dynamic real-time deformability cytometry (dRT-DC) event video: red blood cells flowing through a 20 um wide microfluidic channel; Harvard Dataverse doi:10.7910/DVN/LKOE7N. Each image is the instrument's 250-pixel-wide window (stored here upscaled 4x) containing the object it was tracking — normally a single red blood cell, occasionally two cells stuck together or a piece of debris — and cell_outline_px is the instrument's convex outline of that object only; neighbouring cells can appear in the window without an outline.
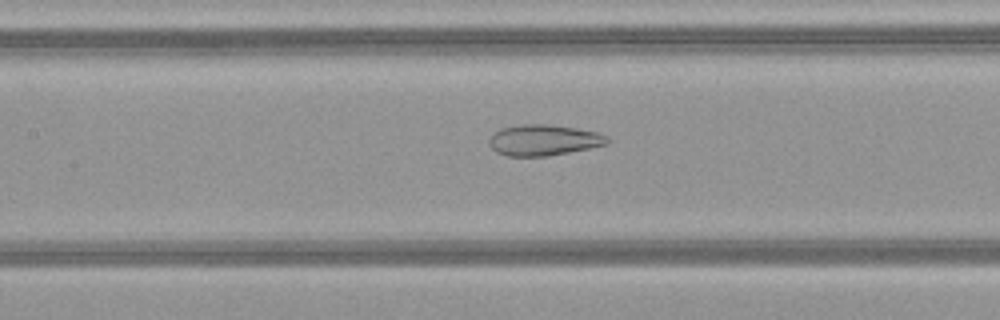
{"species": "common noctule bat (a hibernating species)", "species_latin": "Nyctalus noctula", "temperature_condition": "warm", "stored_images_in_passage": 46, "camera_frame_rate_fps": 3000, "um_per_image_px": 0.085, "animal": {"sex": "female", "body_mass_g": 21.9}, "frame": {"image": 1, "passage_image": 20, "time_ms": 6.333, "image_size_px": [1000, 320], "cell_outline_px": [[608, 144], [548, 156], [508, 156], [496, 152], [492, 148], [488, 140], [492, 132], [500, 128], [524, 124], [548, 124], [576, 128], [596, 132], [608, 136]], "centroid_in_image_um": [46.17, 11.9], "position_along_channel_um": 161.2, "area_um2": 21.27}}
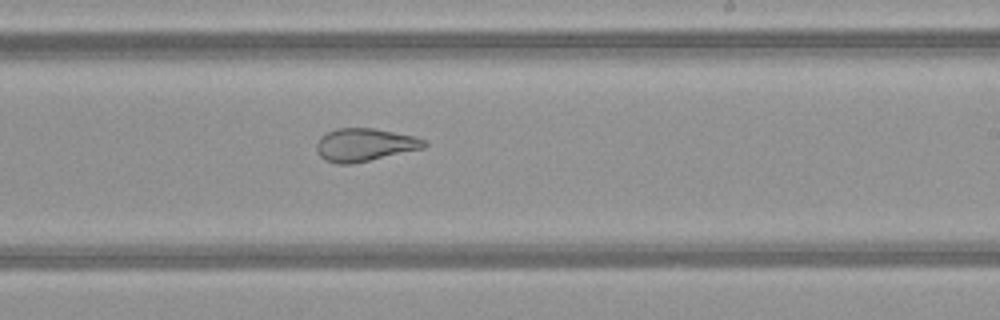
{"frame": {"image": 2, "passage_image": 27, "time_ms": 8.667, "image_size_px": [1000, 320], "cell_outline_px": [[428, 144], [424, 148], [352, 164], [336, 164], [324, 160], [316, 152], [316, 144], [320, 136], [336, 128], [372, 128], [416, 136], [424, 140]], "centroid_in_image_um": [30.97, 12.31], "position_along_channel_um": 258.0, "area_um2": 20.75}}
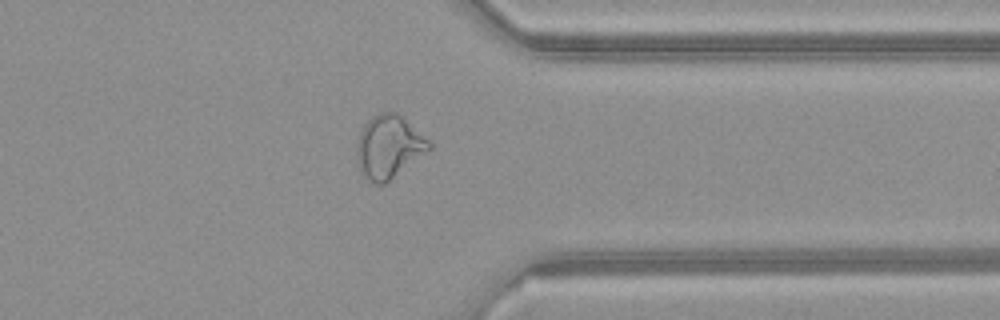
{"frame": {"image": 3, "passage_image": 36, "time_ms": 11.667, "image_size_px": [1000, 320], "cell_outline_px": [[432, 148], [384, 184], [376, 184], [368, 180], [360, 172], [356, 152], [356, 144], [360, 132], [364, 124], [376, 112], [396, 112], [428, 140], [432, 144]], "centroid_in_image_um": [33.01, 12.47], "position_along_channel_um": 378.4, "area_um2": 26.24}, "authors_computed_cell_mechanics": {"area_um2": 26.9926, "velocity_mm_per_s": 4.1622, "shape_relaxation_time_tau1_ms": null, "shape_relaxation_time_tau2_ms": 1.4886, "deformation_change_tau1": null, "deformation_change_tau2": 0.099}}